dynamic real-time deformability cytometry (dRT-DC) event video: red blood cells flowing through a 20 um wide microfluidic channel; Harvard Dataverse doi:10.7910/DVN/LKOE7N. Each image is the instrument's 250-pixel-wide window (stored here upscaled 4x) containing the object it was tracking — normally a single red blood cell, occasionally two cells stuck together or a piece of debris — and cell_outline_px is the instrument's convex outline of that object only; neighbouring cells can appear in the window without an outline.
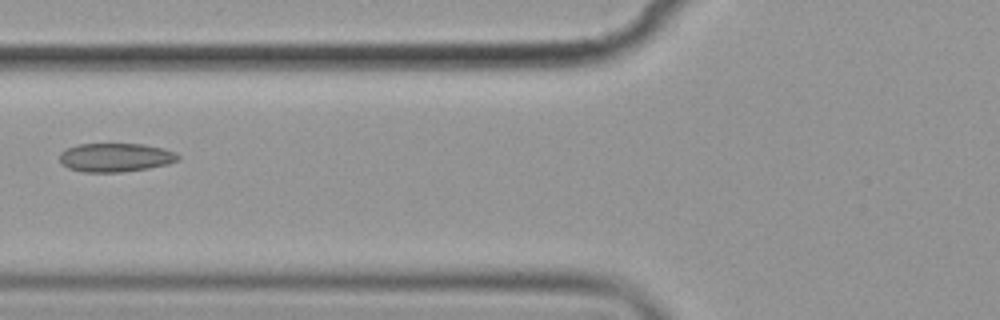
{"species": "common noctule bat (a hibernating species)", "species_latin": "Nyctalus noctula", "temperature_condition": "cold", "stored_images_in_passage": 15, "camera_frame_rate_fps": 3000, "um_per_image_px": 0.085, "animal": {"sex": "female", "body_mass_g": 19.9}, "frame": {"image": 1, "passage_image": 7, "time_ms": 8.0, "image_size_px": [1000, 320], "cell_outline_px": [[180, 160], [168, 164], [148, 168], [120, 172], [84, 172], [68, 168], [60, 164], [60, 152], [68, 148], [80, 144], [144, 144], [164, 148], [176, 152], [180, 156]], "centroid_in_image_um": [9.84, 13.38], "position_along_channel_um": 116.0, "area_um2": 19.94}}
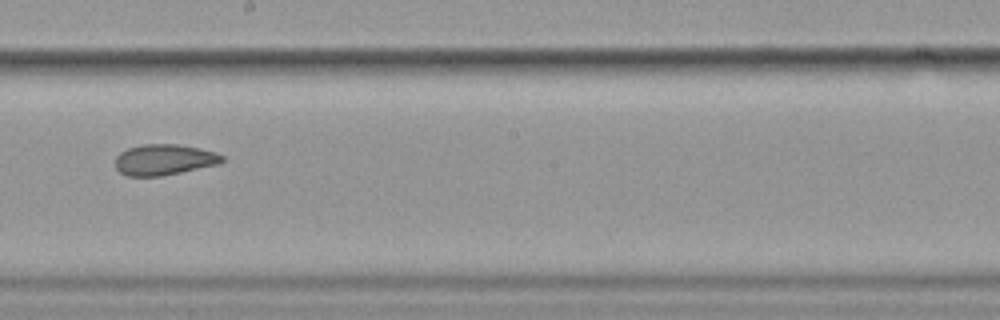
{"frame": {"image": 2, "passage_image": 10, "time_ms": 11.333, "image_size_px": [1000, 320], "cell_outline_px": [[224, 160], [220, 164], [160, 176], [128, 176], [120, 172], [116, 168], [116, 156], [120, 152], [128, 148], [144, 144], [176, 144], [200, 148], [216, 152], [224, 156]], "centroid_in_image_um": [13.97, 13.57], "position_along_channel_um": 234.2, "area_um2": 19.19}}
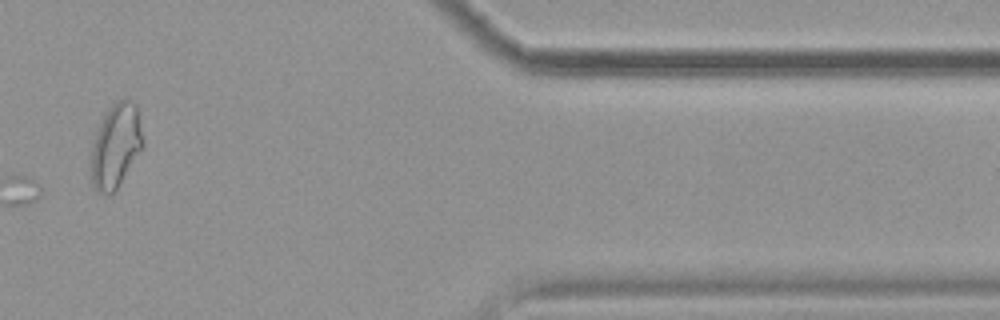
{"frame": {"image": 3, "passage_image": 14, "time_ms": 17.0, "image_size_px": [1000, 320], "cell_outline_px": [[144, 144], [116, 188], [112, 192], [100, 192], [92, 184], [92, 144], [96, 132], [104, 112], [116, 100], [124, 96], [132, 100], [136, 104]], "centroid_in_image_um": [9.84, 12.27], "position_along_channel_um": 401.6, "area_um2": 24.91}}